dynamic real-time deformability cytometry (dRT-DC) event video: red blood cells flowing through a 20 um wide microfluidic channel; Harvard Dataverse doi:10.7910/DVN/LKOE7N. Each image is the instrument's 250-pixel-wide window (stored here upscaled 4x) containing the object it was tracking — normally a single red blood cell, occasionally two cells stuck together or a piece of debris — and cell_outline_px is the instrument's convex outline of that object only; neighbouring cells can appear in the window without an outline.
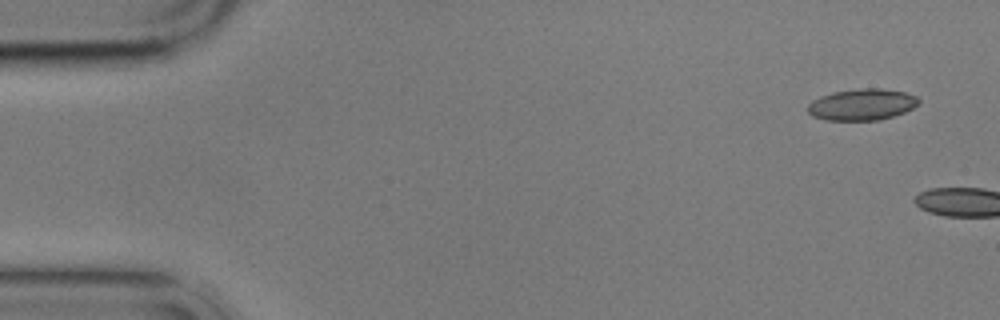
{"species": "common noctule bat (a hibernating species)", "species_latin": "Nyctalus noctula", "temperature_condition": "cold", "stored_images_in_passage": 2, "camera_frame_rate_fps": 3000, "um_per_image_px": 0.085, "animal": {"sex": "male", "body_mass_g": 17.9}, "frame": {"image": 1, "passage_image": 1, "time_ms": 0.0, "image_size_px": [1000, 320], "cell_outline_px": [[920, 104], [904, 112], [880, 120], [824, 120], [812, 116], [808, 112], [808, 104], [812, 100], [820, 96], [832, 92], [860, 88], [880, 88], [904, 92], [916, 96], [920, 100]], "centroid_in_image_um": [73.26, 8.88], "position_along_channel_um": 11.7, "area_um2": 20.4}}